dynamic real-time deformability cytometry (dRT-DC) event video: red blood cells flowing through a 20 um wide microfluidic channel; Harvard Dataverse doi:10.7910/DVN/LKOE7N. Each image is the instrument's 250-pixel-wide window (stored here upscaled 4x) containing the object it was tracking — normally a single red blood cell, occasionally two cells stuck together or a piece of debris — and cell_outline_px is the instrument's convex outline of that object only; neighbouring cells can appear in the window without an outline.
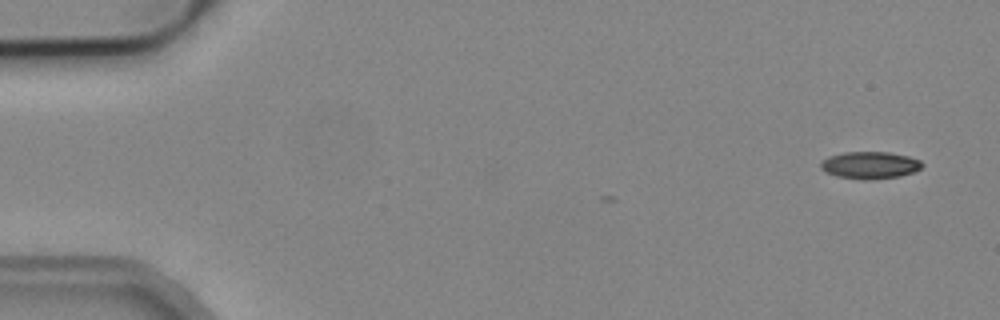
{"species": "common noctule bat (a hibernating species)", "species_latin": "Nyctalus noctula", "temperature_condition": "cold", "stored_images_in_passage": 6, "camera_frame_rate_fps": 3000, "um_per_image_px": 0.085, "animal": {"sex": "male", "body_mass_g": 19.2, "forearm_length_mm": 51.8}, "frame": {"image": 1, "passage_image": 1, "time_ms": 0.0, "image_size_px": [1000, 320], "cell_outline_px": [[924, 164], [920, 168], [912, 172], [900, 176], [868, 180], [864, 180], [836, 176], [820, 168], [820, 164], [828, 156], [844, 152], [888, 152], [908, 156], [920, 160]], "centroid_in_image_um": [73.94, 14.03], "position_along_channel_um": 11.1, "area_um2": 15.95}}